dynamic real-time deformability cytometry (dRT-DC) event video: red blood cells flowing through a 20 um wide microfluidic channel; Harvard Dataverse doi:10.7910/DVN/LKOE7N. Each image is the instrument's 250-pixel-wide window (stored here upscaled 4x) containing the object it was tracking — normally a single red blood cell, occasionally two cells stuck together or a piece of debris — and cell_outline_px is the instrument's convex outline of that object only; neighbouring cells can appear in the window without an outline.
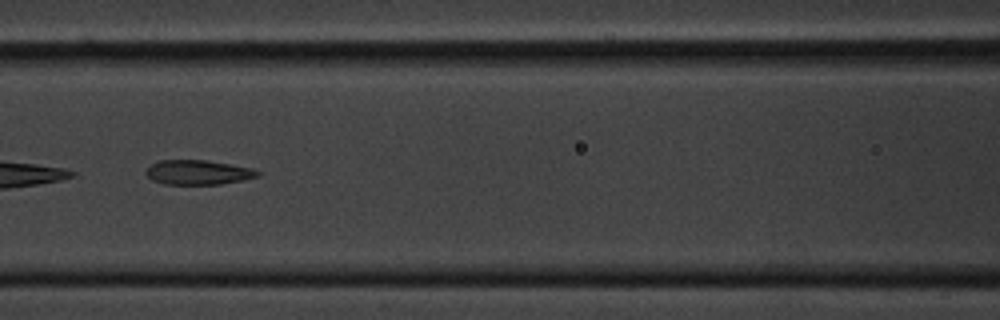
{"species": "common noctule bat (a hibernating species)", "species_latin": "Nyctalus noctula", "temperature_condition": "cold", "stored_images_in_passage": 47, "camera_frame_rate_fps": 3000, "um_per_image_px": 0.085, "animal": {"sex": "male", "body_mass_g": 20.1, "forearm_length_mm": 53.5}, "frame": {"image": 1, "passage_image": 17, "time_ms": 5.333, "image_size_px": [1000, 320], "cell_outline_px": [[260, 176], [244, 180], [220, 184], [164, 184], [152, 180], [144, 172], [152, 164], [160, 160], [208, 160], [252, 168], [260, 172]], "centroid_in_image_um": [16.85, 14.65], "position_along_channel_um": 149.7, "area_um2": 16.01}}
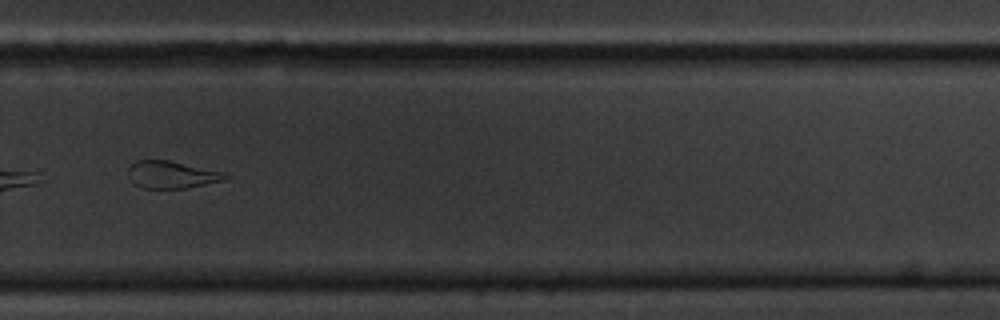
{"frame": {"image": 2, "passage_image": 31, "time_ms": 10.0, "image_size_px": [1000, 320], "cell_outline_px": [[228, 176], [224, 180], [188, 188], [140, 188], [128, 176], [128, 168], [136, 160], [168, 160], [224, 172]], "centroid_in_image_um": [14.57, 14.85], "position_along_channel_um": 315.2, "area_um2": 15.32}}
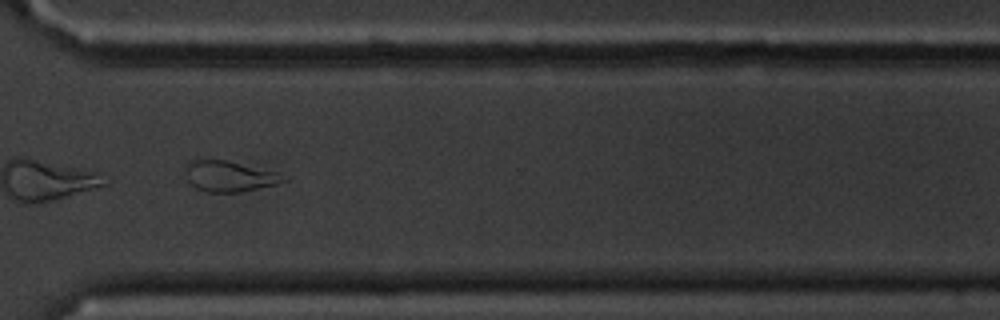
{"frame": {"image": 3, "passage_image": 34, "time_ms": 11.0, "image_size_px": [1000, 320], "cell_outline_px": [[288, 180], [276, 184], [240, 192], [204, 192], [196, 188], [188, 180], [184, 168], [184, 164], [188, 160], [224, 160], [276, 172], [288, 176]], "centroid_in_image_um": [19.46, 14.98], "position_along_channel_um": 351.1, "area_um2": 17.51}, "authors_computed_cell_mechanics": {"area_um2": 17.3978, "velocity_mm_per_s": 3.5675, "shape_relaxation_time_tau1_ms": 9.0854, "shape_relaxation_time_tau2_ms": 3.8502, "deformation_change_tau1": 0.1947, "deformation_change_tau2": 0.1238}}